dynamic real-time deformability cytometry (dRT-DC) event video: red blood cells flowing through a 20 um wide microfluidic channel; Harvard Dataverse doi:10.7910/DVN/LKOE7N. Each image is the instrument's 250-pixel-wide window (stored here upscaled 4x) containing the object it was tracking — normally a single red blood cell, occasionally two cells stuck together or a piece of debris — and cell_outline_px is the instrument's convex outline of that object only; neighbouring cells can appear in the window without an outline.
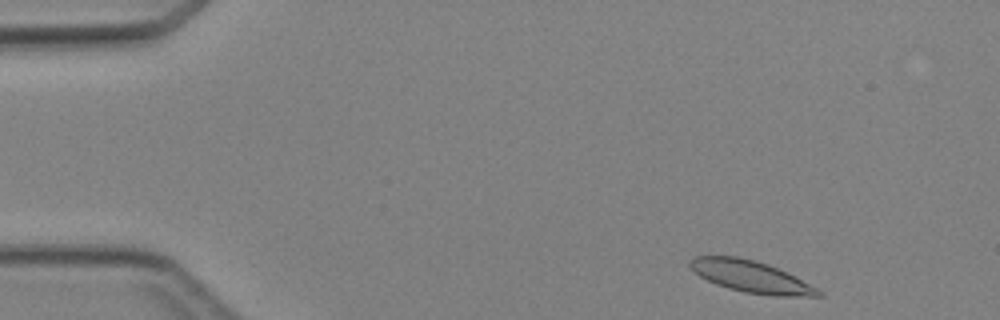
{"species": "Egyptian fruit bat (a non-hibernating species)", "species_latin": "Rousettus aegyptiacus", "temperature_condition": "cold", "stored_images_in_passage": 4, "camera_frame_rate_fps": 3000, "um_per_image_px": 0.085, "animal": {"sex": "female"}, "frame": {"image": 1, "passage_image": 1, "time_ms": 0.0, "image_size_px": [1000, 320], "cell_outline_px": [[824, 296], [772, 296], [744, 292], [728, 288], [716, 284], [700, 276], [688, 264], [688, 260], [696, 256], [736, 256], [756, 260], [768, 264], [824, 292]], "centroid_in_image_um": [63.8, 23.51], "position_along_channel_um": 21.2, "area_um2": 23.41}}
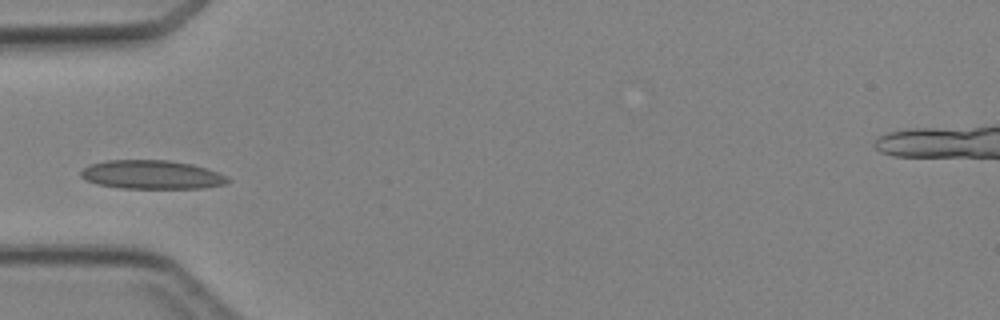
{"frame": {"image": 2, "passage_image": 4, "time_ms": 3.333, "image_size_px": [1000, 320], "cell_outline_px": [[232, 180], [224, 184], [204, 188], [120, 188], [96, 184], [84, 180], [80, 176], [80, 172], [84, 168], [92, 164], [108, 160], [168, 160], [192, 164], [216, 172]], "centroid_in_image_um": [12.86, 14.85], "position_along_channel_um": 72.1, "area_um2": 24.51}}